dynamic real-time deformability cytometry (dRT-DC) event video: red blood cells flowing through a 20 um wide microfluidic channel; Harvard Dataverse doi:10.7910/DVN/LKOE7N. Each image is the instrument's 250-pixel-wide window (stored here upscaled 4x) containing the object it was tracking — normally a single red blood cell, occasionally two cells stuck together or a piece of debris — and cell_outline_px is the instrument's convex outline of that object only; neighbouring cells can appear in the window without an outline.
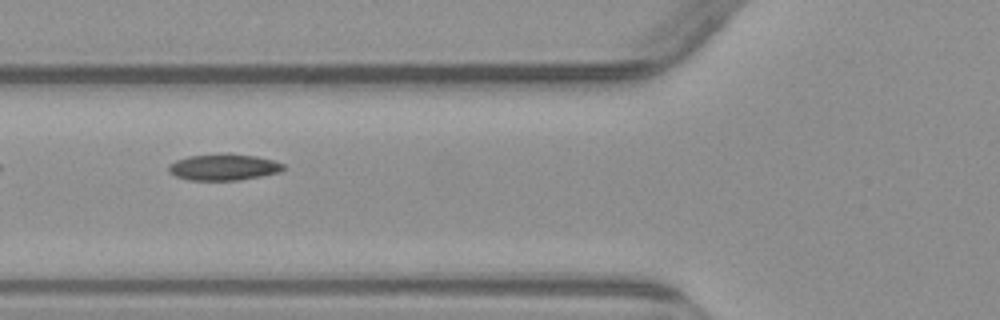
{"species": "common noctule bat (a hibernating species)", "species_latin": "Nyctalus noctula", "temperature_condition": "warm", "stored_images_in_passage": 7, "camera_frame_rate_fps": 3000, "um_per_image_px": 0.085, "animal": {"sex": "male", "body_mass_g": 23.1, "forearm_length_mm": 52.7}, "frame": {"image": 1, "passage_image": 5, "time_ms": 5.0, "image_size_px": [1000, 320], "cell_outline_px": [[288, 168], [280, 172], [260, 176], [236, 180], [188, 180], [176, 176], [168, 172], [168, 164], [176, 160], [188, 156], [256, 156], [272, 160], [284, 164]], "centroid_in_image_um": [19.01, 14.25], "position_along_channel_um": 106.8, "area_um2": 16.94}}
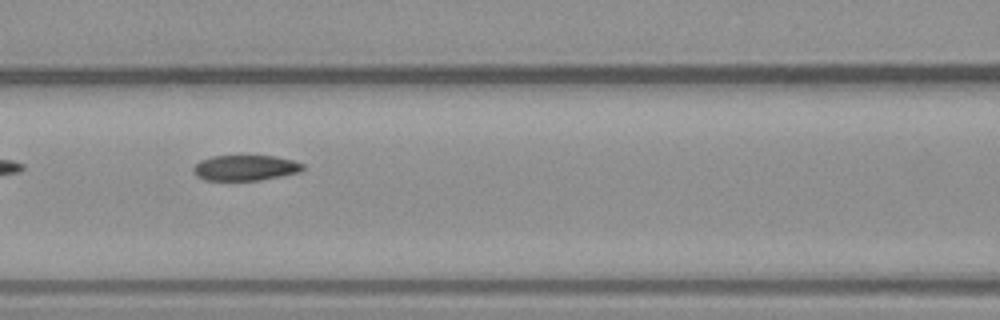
{"frame": {"image": 2, "passage_image": 6, "time_ms": 6.0, "image_size_px": [1000, 320], "cell_outline_px": [[304, 168], [300, 172], [260, 180], [204, 180], [196, 176], [192, 172], [192, 168], [200, 160], [212, 156], [276, 156], [292, 160], [304, 164]], "centroid_in_image_um": [20.83, 14.26], "position_along_channel_um": 145.8, "area_um2": 16.3}}
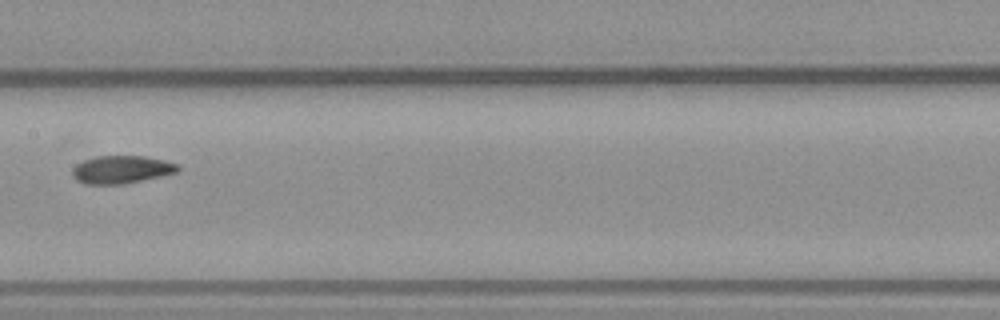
{"frame": {"image": 3, "passage_image": 7, "time_ms": 7.333, "image_size_px": [1000, 320], "cell_outline_px": [[180, 168], [176, 172], [160, 176], [124, 184], [84, 184], [76, 180], [72, 176], [72, 168], [76, 164], [84, 160], [96, 156], [144, 156], [164, 160], [180, 164]], "centroid_in_image_um": [10.3, 14.41], "position_along_channel_um": 197.1, "area_um2": 17.17}}